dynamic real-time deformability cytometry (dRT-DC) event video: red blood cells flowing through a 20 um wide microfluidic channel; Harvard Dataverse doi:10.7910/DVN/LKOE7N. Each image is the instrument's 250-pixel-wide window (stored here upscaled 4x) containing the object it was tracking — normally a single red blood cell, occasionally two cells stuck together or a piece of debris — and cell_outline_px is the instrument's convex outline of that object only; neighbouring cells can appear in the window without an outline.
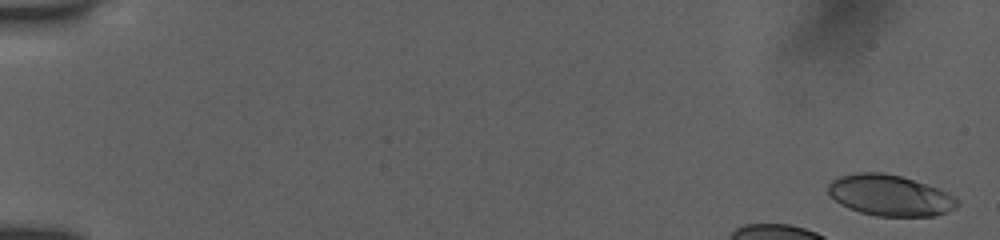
{"species": "human", "species_latin": "Homo sapiens", "temperature_condition": "room temperature", "stored_images_in_passage": 17, "camera_frame_rate_fps": 3000, "um_per_image_px": 0.085, "donor": {"sex": "female"}, "frame": {"image": 1, "passage_image": 2, "time_ms": 0.333, "image_size_px": [1000, 240], "cell_outline_px": [[960, 204], [956, 208], [948, 212], [932, 216], [876, 216], [860, 212], [848, 208], [840, 204], [828, 192], [828, 184], [832, 180], [840, 176], [856, 172], [884, 172], [900, 176], [936, 188], [960, 200]], "centroid_in_image_um": [75.63, 16.61], "position_along_channel_um": 9.4, "area_um2": 30.69}}